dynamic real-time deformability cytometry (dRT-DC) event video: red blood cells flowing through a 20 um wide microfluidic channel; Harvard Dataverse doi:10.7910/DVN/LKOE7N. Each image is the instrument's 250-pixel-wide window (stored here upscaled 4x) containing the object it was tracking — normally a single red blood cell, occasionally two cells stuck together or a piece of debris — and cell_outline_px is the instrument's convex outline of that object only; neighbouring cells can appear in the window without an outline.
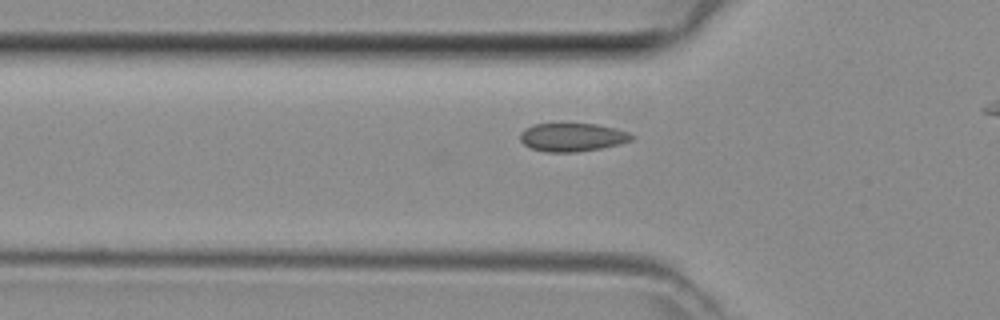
{"species": "common noctule bat (a hibernating species)", "species_latin": "Nyctalus noctula", "temperature_condition": "room temperature", "stored_images_in_passage": 28, "camera_frame_rate_fps": 3000, "um_per_image_px": 0.085, "animal": {"sex": "female", "body_mass_g": 29.2, "forearm_length_mm": 56.3}, "frame": {"image": 1, "passage_image": 5, "time_ms": 1.333, "image_size_px": [1000, 320], "cell_outline_px": [[636, 136], [632, 140], [620, 144], [600, 148], [576, 152], [548, 152], [532, 148], [524, 144], [520, 140], [520, 132], [524, 128], [532, 124], [596, 124], [616, 128], [628, 132]], "centroid_in_image_um": [48.65, 11.66], "position_along_channel_um": 77.1, "area_um2": 18.44}}
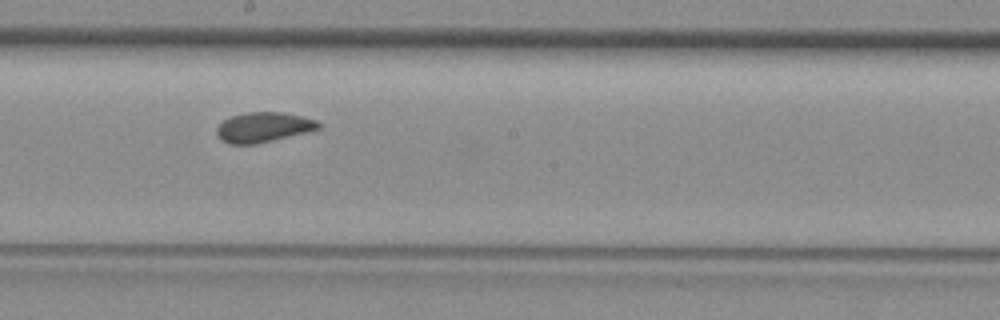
{"frame": {"image": 2, "passage_image": 15, "time_ms": 4.667, "image_size_px": [1000, 320], "cell_outline_px": [[320, 128], [256, 144], [228, 144], [220, 140], [216, 136], [216, 128], [224, 120], [232, 116], [244, 112], [284, 112], [304, 116], [316, 120], [320, 124]], "centroid_in_image_um": [22.34, 10.81], "position_along_channel_um": 225.9, "area_um2": 17.74}}
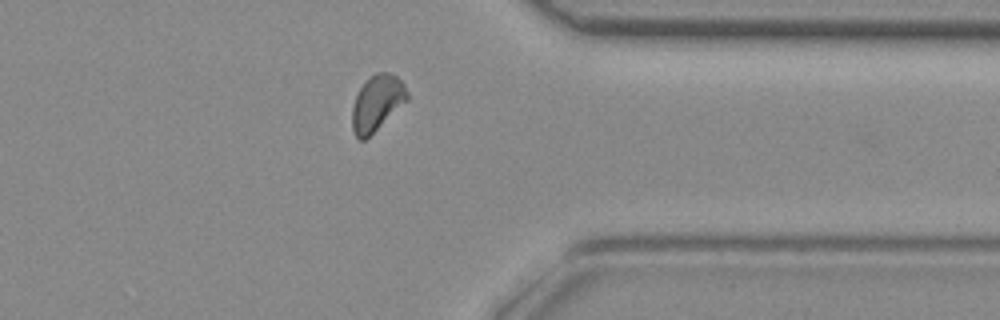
{"frame": {"image": 3, "passage_image": 26, "time_ms": 8.333, "image_size_px": [1000, 320], "cell_outline_px": [[408, 100], [364, 140], [360, 140], [356, 136], [352, 128], [352, 108], [356, 96], [360, 88], [368, 76], [376, 72], [388, 72], [396, 76], [404, 84], [408, 92]], "centroid_in_image_um": [32.04, 8.72], "position_along_channel_um": 379.4, "area_um2": 17.69}}